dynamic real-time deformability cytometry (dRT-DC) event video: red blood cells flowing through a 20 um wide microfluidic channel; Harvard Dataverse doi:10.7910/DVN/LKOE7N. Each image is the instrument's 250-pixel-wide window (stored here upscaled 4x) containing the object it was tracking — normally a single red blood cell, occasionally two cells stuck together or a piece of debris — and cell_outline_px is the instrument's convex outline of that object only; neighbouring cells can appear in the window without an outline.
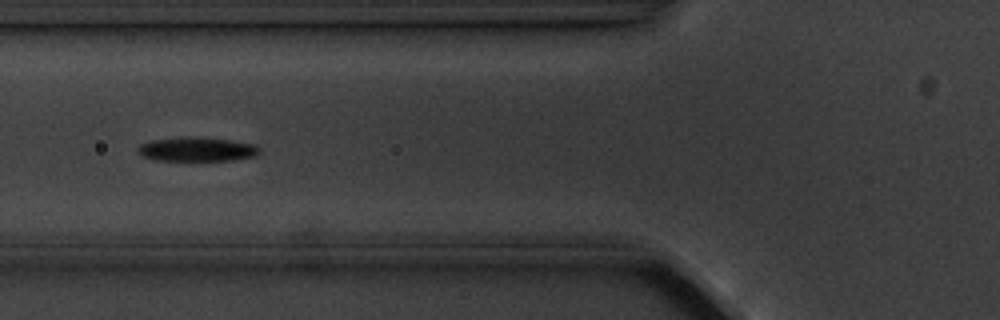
{"species": "common noctule bat (a hibernating species)", "species_latin": "Nyctalus noctula", "temperature_condition": "cold", "stored_images_in_passage": 5, "camera_frame_rate_fps": 3000, "um_per_image_px": 0.085, "animal": {"sex": "male", "body_mass_g": 20.1, "forearm_length_mm": 53.5}, "frame": {"image": 1, "passage_image": 5, "time_ms": 4.667, "image_size_px": [1000, 320], "cell_outline_px": [[260, 152], [252, 156], [236, 160], [156, 160], [144, 156], [136, 152], [136, 148], [140, 144], [152, 140], [184, 136], [196, 136], [232, 140], [252, 144], [260, 148]], "centroid_in_image_um": [16.7, 12.67], "position_along_channel_um": 109.1, "area_um2": 17.17}}